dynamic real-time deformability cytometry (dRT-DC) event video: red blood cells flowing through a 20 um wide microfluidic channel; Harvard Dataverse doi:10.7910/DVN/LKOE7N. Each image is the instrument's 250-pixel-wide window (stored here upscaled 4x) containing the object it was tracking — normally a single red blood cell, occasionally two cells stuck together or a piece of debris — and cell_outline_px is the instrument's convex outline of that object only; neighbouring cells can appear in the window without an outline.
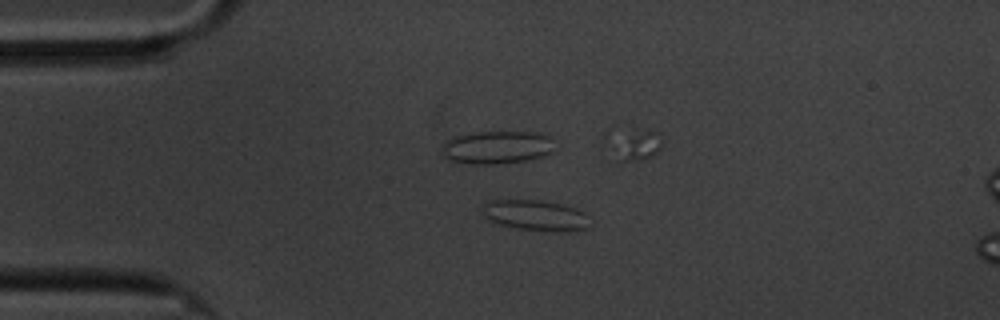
{"species": "common noctule bat (a hibernating species)", "species_latin": "Nyctalus noctula", "temperature_condition": "cold", "stored_images_in_passage": 16, "camera_frame_rate_fps": 3000, "um_per_image_px": 0.085, "animal": {"sex": "male", "body_mass_g": 20.1, "forearm_length_mm": 53.5}, "frame": {"image": 1, "passage_image": 12, "time_ms": 3.667, "image_size_px": [1000, 320], "cell_outline_px": [[588, 228], [556, 232], [552, 232], [516, 228], [500, 224], [484, 216], [484, 204], [488, 200], [540, 200], [560, 204], [576, 208], [584, 212]], "centroid_in_image_um": [45.5, 18.3], "position_along_channel_um": 39.5, "area_um2": 18.79}}